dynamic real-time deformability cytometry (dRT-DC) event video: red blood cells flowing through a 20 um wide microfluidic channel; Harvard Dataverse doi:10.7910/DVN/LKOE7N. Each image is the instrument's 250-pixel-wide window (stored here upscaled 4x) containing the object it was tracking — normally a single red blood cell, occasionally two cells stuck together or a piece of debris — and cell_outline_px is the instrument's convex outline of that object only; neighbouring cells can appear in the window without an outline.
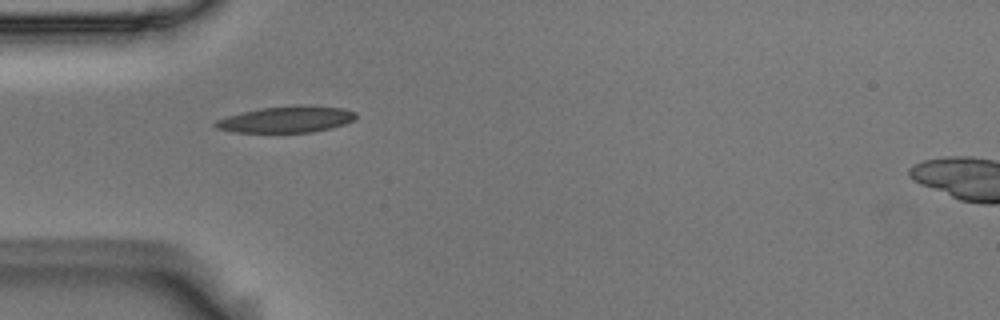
{"species": "Egyptian fruit bat (a non-hibernating species)", "species_latin": "Rousettus aegyptiacus", "temperature_condition": "room temperature", "stored_images_in_passage": 39, "camera_frame_rate_fps": 3000, "um_per_image_px": 0.085, "animal": {"sex": "male"}, "frame": {"image": 1, "passage_image": 1, "time_ms": 0.0, "image_size_px": [1000, 320], "cell_outline_px": [[356, 120], [332, 128], [312, 132], [232, 132], [216, 128], [212, 124], [216, 120], [228, 116], [260, 108], [300, 104], [344, 108], [356, 112]], "centroid_in_image_um": [24.38, 10.14], "position_along_channel_um": 60.6, "area_um2": 21.73}}
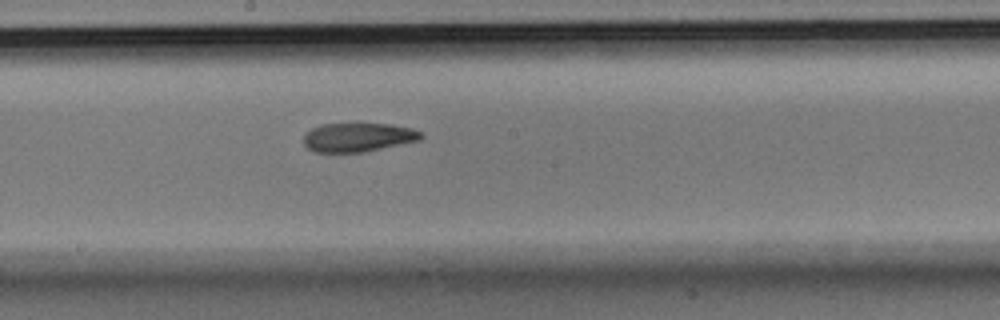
{"frame": {"image": 2, "passage_image": 14, "time_ms": 4.333, "image_size_px": [1000, 320], "cell_outline_px": [[424, 136], [420, 140], [364, 152], [316, 152], [308, 148], [304, 144], [304, 136], [312, 128], [320, 124], [388, 124], [412, 128], [420, 132]], "centroid_in_image_um": [30.44, 11.67], "position_along_channel_um": 217.8, "area_um2": 19.59}}
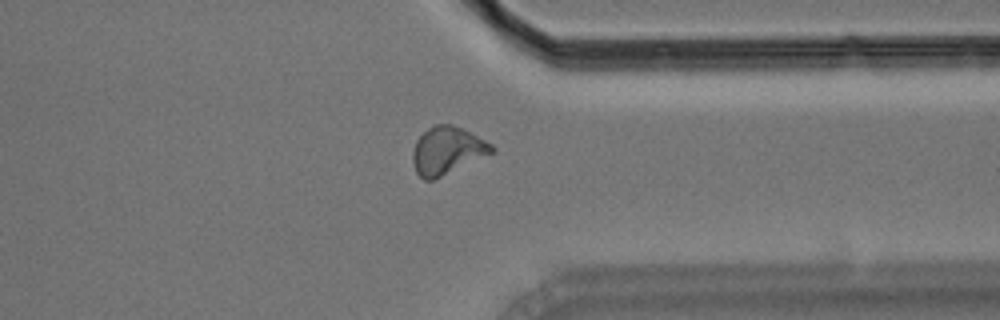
{"frame": {"image": 3, "passage_image": 27, "time_ms": 8.667, "image_size_px": [1000, 320], "cell_outline_px": [[496, 152], [432, 180], [424, 180], [416, 172], [412, 160], [412, 152], [416, 140], [428, 128], [436, 124], [452, 124], [492, 144], [496, 148]], "centroid_in_image_um": [38.01, 12.8], "position_along_channel_um": 373.4, "area_um2": 21.73}, "authors_computed_cell_mechanics": {"area_um2": 20.808, "velocity_mm_per_s": 3.6524, "shape_relaxation_time_tau1_ms": 8.5777, "shape_relaxation_time_tau2_ms": 3.1746, "deformation_change_tau1": 0.2337, "deformation_change_tau2": 0.1043}}